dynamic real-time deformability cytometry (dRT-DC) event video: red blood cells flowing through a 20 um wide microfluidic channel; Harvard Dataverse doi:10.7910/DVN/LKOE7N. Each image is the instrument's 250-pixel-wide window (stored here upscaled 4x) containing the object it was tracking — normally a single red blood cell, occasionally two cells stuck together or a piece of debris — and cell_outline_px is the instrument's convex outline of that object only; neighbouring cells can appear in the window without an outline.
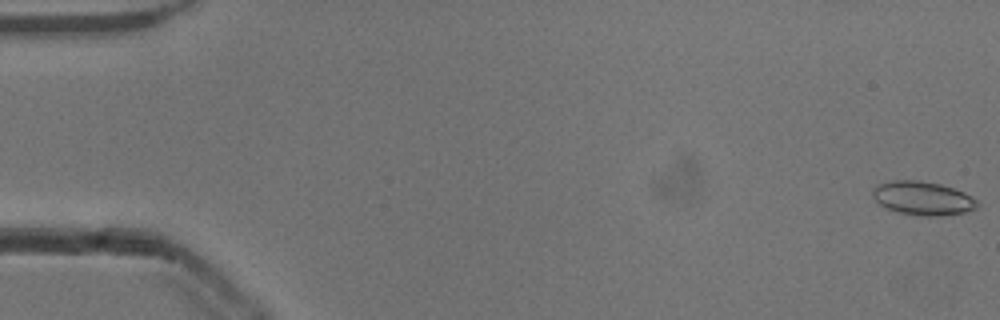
{"species": "common noctule bat (a hibernating species)", "species_latin": "Nyctalus noctula", "temperature_condition": "cold", "stored_images_in_passage": 53, "camera_frame_rate_fps": 3000, "um_per_image_px": 0.085, "animal": {"sex": "male", "body_mass_g": 13.3}, "frame": {"image": 1, "passage_image": 1, "time_ms": 0.0, "image_size_px": [1000, 320], "cell_outline_px": [[980, 204], [976, 208], [964, 212], [940, 216], [920, 216], [900, 212], [884, 208], [872, 196], [872, 192], [876, 184], [892, 180], [916, 180], [940, 184], [964, 192], [972, 196]], "centroid_in_image_um": [78.42, 16.85], "position_along_channel_um": 6.6, "area_um2": 20.58}}
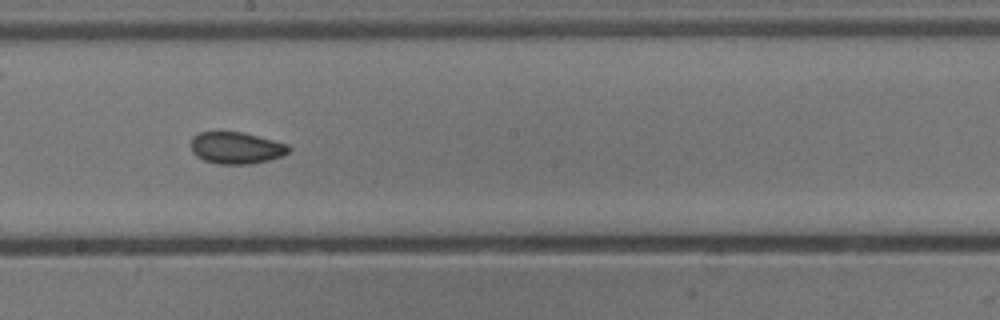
{"frame": {"image": 2, "passage_image": 30, "time_ms": 9.667, "image_size_px": [1000, 320], "cell_outline_px": [[292, 148], [288, 152], [280, 156], [268, 160], [252, 164], [216, 164], [204, 160], [196, 156], [192, 152], [192, 136], [200, 132], [220, 128], [244, 132], [288, 144]], "centroid_in_image_um": [20.04, 12.52], "position_along_channel_um": 228.2, "area_um2": 18.79}}
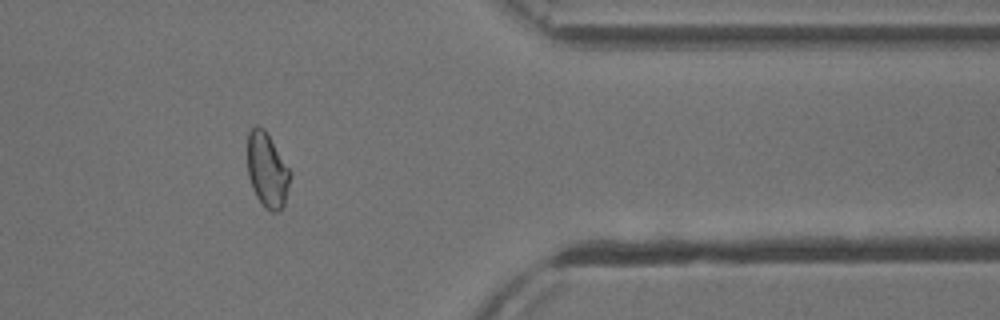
{"frame": {"image": 3, "passage_image": 44, "time_ms": 14.333, "image_size_px": [1000, 320], "cell_outline_px": [[292, 172], [284, 204], [276, 212], [272, 212], [264, 208], [256, 196], [252, 188], [248, 176], [248, 132], [256, 124], [264, 128]], "centroid_in_image_um": [22.71, 14.45], "position_along_channel_um": 388.7, "area_um2": 18.61}, "authors_computed_cell_mechanics": {"area_um2": 19.0162, "velocity_mm_per_s": 3.8752, "shape_relaxation_time_tau1_ms": 5.4199, "shape_relaxation_time_tau2_ms": 2.7248, "deformation_change_tau1": 0.0981, "deformation_change_tau2": 0.0619}}